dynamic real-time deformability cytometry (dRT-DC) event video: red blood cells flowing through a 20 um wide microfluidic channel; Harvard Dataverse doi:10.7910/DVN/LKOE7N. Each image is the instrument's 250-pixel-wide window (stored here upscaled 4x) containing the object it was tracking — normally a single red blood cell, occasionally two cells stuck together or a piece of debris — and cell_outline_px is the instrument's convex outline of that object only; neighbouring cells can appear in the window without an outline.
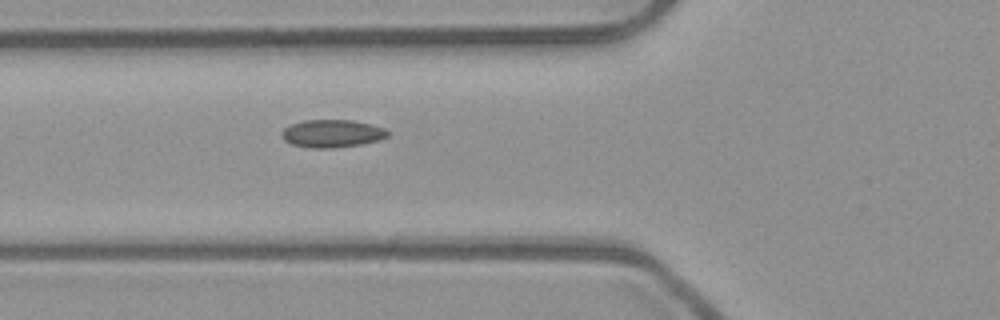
{"species": "common noctule bat (a hibernating species)", "species_latin": "Nyctalus noctula", "temperature_condition": "room temperature", "stored_images_in_passage": 41, "camera_frame_rate_fps": 3000, "um_per_image_px": 0.085, "animal": {"sex": "male", "body_mass_g": 23.1, "forearm_length_mm": 52.7}, "frame": {"image": 1, "passage_image": 12, "time_ms": 3.667, "image_size_px": [1000, 320], "cell_outline_px": [[388, 136], [380, 140], [360, 144], [328, 148], [312, 148], [292, 144], [284, 140], [280, 136], [280, 132], [284, 128], [292, 124], [304, 120], [352, 120], [384, 128], [388, 132]], "centroid_in_image_um": [28.19, 11.35], "position_along_channel_um": 97.6, "area_um2": 16.99}}
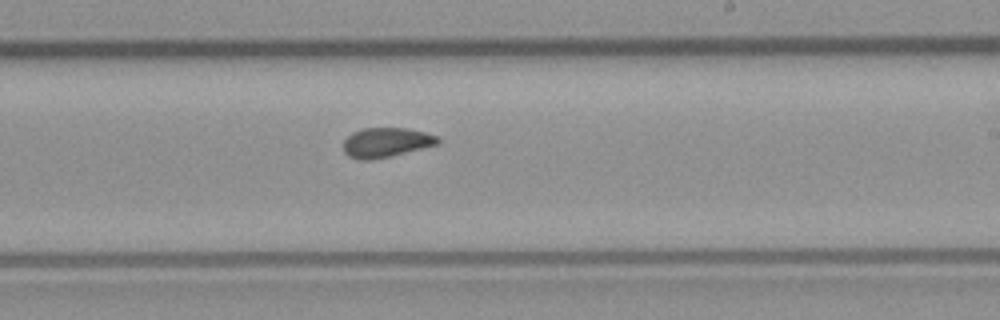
{"frame": {"image": 2, "passage_image": 24, "time_ms": 7.667, "image_size_px": [1000, 320], "cell_outline_px": [[440, 140], [436, 144], [388, 156], [368, 160], [360, 160], [348, 156], [344, 152], [344, 140], [352, 132], [364, 128], [408, 128], [424, 132], [436, 136]], "centroid_in_image_um": [32.76, 12.09], "position_along_channel_um": 256.2, "area_um2": 15.9}}
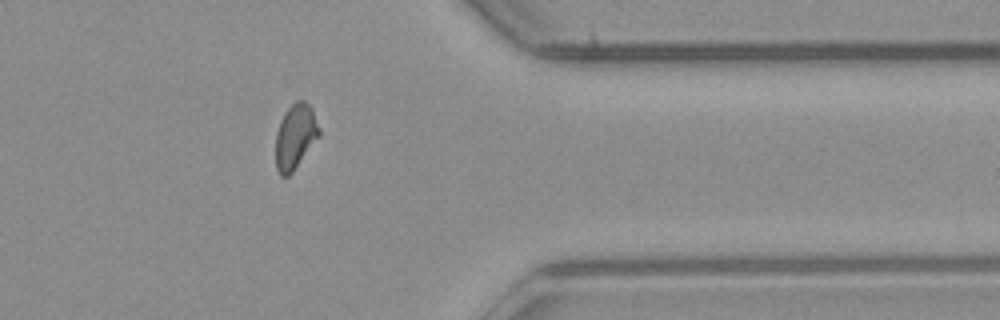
{"frame": {"image": 3, "passage_image": 35, "time_ms": 11.333, "image_size_px": [1000, 320], "cell_outline_px": [[320, 136], [292, 172], [288, 176], [280, 176], [276, 168], [276, 132], [280, 120], [284, 112], [296, 100], [304, 100], [312, 108], [320, 128]], "centroid_in_image_um": [25.1, 11.59], "position_along_channel_um": 386.3, "area_um2": 16.53}}